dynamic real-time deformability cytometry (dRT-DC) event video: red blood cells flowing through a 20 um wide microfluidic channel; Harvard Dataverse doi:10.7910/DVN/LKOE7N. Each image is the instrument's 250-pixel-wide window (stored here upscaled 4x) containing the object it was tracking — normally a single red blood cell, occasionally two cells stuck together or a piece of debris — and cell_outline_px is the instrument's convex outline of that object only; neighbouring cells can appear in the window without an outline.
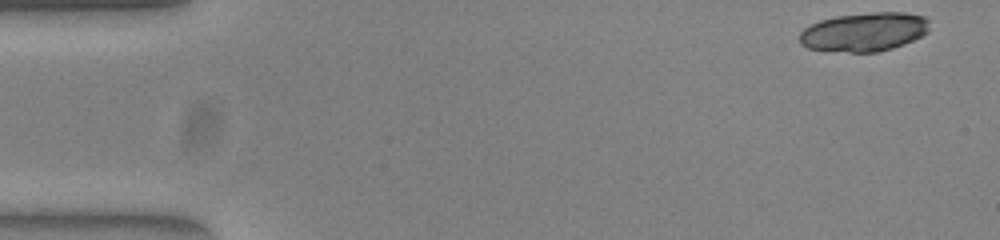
{"species": "common noctule bat (a hibernating species)", "species_latin": "Nyctalus noctula", "temperature_condition": "warm", "stored_images_in_passage": 51, "camera_frame_rate_fps": 3000, "um_per_image_px": 0.085, "animal": {"sex": "female", "body_mass_g": 23.0, "forearm_length_mm": 53.4}, "frame": {"image": 1, "passage_image": 1, "time_ms": 0.0, "image_size_px": [1000, 240], "cell_outline_px": [[928, 32], [904, 44], [892, 48], [876, 52], [848, 52], [808, 48], [800, 44], [800, 32], [804, 28], [820, 20], [836, 16], [872, 12], [904, 12], [924, 16], [928, 20]], "centroid_in_image_um": [73.46, 2.7], "position_along_channel_um": 11.5, "area_um2": 29.3}}
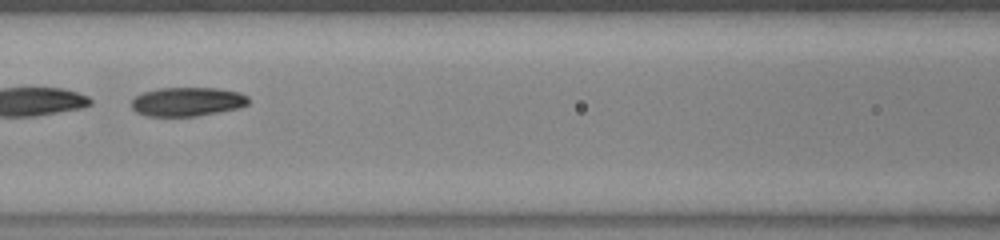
{"frame": {"image": 2, "passage_image": 22, "time_ms": 7.0, "image_size_px": [1000, 240], "cell_outline_px": [[248, 104], [240, 108], [196, 116], [148, 116], [136, 112], [132, 108], [132, 100], [136, 96], [144, 92], [156, 88], [216, 88], [240, 92], [248, 96]], "centroid_in_image_um": [15.93, 8.64], "position_along_channel_um": 150.7, "area_um2": 19.77}, "authors_computed_cell_mechanics": {"area_um2": 29.3046, "velocity_mm_per_s": 3.8732, "shape_relaxation_time_tau1_ms": 5.0719, "shape_relaxation_time_tau2_ms": 3.0919, "deformation_change_tau1": 0.1852, "deformation_change_tau2": 0.0832}}